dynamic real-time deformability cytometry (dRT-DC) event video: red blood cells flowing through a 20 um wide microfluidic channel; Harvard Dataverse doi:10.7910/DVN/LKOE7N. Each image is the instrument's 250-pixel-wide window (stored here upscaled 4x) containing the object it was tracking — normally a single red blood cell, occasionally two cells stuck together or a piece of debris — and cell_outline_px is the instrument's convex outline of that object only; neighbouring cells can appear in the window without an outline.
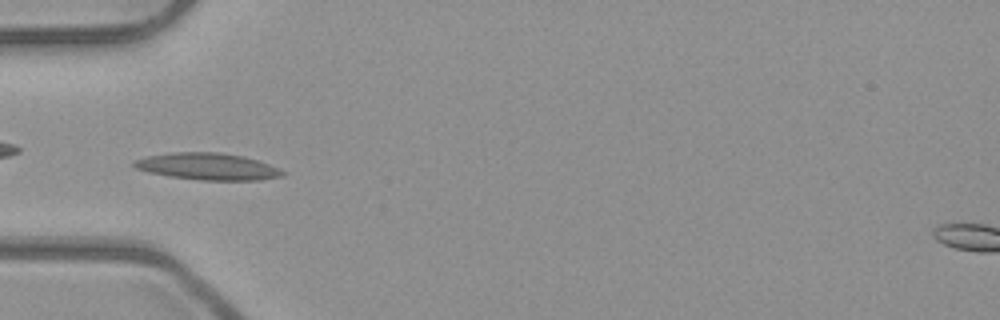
{"species": "common noctule bat (a hibernating species)", "species_latin": "Nyctalus noctula", "temperature_condition": "room temperature", "stored_images_in_passage": 42, "camera_frame_rate_fps": 3000, "um_per_image_px": 0.085, "animal": {"sex": "male", "body_mass_g": 23.1, "forearm_length_mm": 52.7}, "frame": {"image": 1, "passage_image": 10, "time_ms": 3.0, "image_size_px": [1000, 320], "cell_outline_px": [[288, 172], [284, 176], [260, 180], [200, 180], [168, 176], [148, 172], [136, 168], [132, 164], [132, 160], [148, 156], [172, 152], [220, 152], [244, 156], [280, 168]], "centroid_in_image_um": [17.67, 14.15], "position_along_channel_um": 67.3, "area_um2": 23.41}}
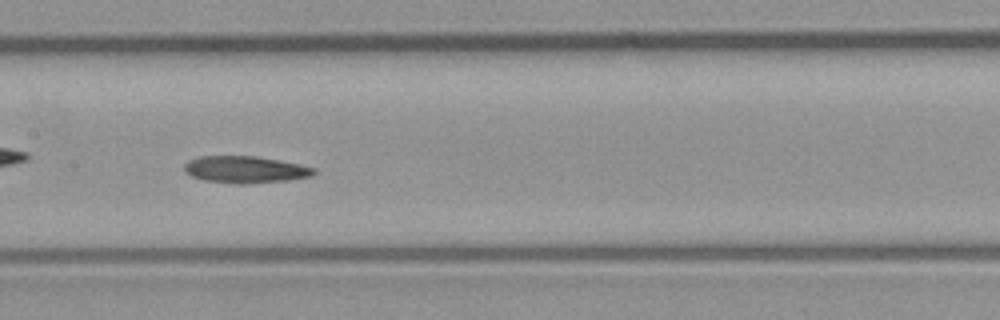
{"frame": {"image": 2, "passage_image": 19, "time_ms": 6.0, "image_size_px": [1000, 320], "cell_outline_px": [[316, 172], [312, 176], [288, 180], [248, 184], [236, 184], [204, 180], [192, 176], [184, 172], [184, 164], [188, 160], [200, 156], [256, 156], [300, 164], [316, 168]], "centroid_in_image_um": [20.84, 14.41], "position_along_channel_um": 186.6, "area_um2": 20.46}}
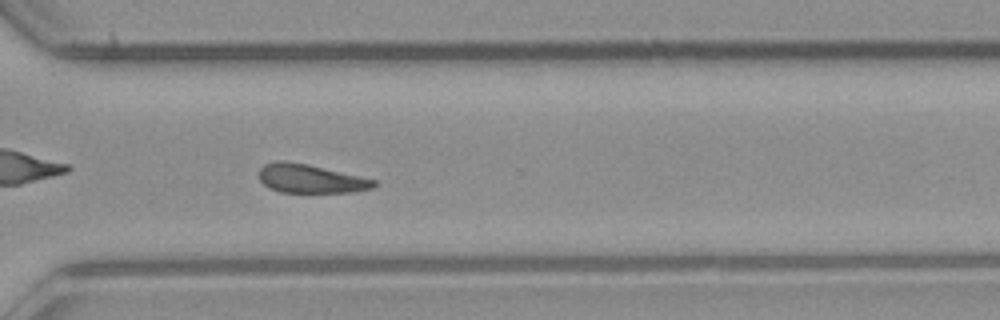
{"frame": {"image": 3, "passage_image": 31, "time_ms": 10.0, "image_size_px": [1000, 320], "cell_outline_px": [[376, 184], [372, 188], [352, 192], [280, 192], [264, 184], [260, 180], [260, 168], [264, 164], [280, 160], [308, 164], [360, 176], [376, 180]], "centroid_in_image_um": [26.4, 15.18], "position_along_channel_um": 344.2, "area_um2": 18.96}, "authors_computed_cell_mechanics": {"area_um2": 20.1722, "velocity_mm_per_s": 3.9552, "shape_relaxation_time_tau1_ms": 9.5253, "shape_relaxation_time_tau2_ms": 11.1561, "deformation_change_tau1": 0.1942, "deformation_change_tau2": 0.223}}